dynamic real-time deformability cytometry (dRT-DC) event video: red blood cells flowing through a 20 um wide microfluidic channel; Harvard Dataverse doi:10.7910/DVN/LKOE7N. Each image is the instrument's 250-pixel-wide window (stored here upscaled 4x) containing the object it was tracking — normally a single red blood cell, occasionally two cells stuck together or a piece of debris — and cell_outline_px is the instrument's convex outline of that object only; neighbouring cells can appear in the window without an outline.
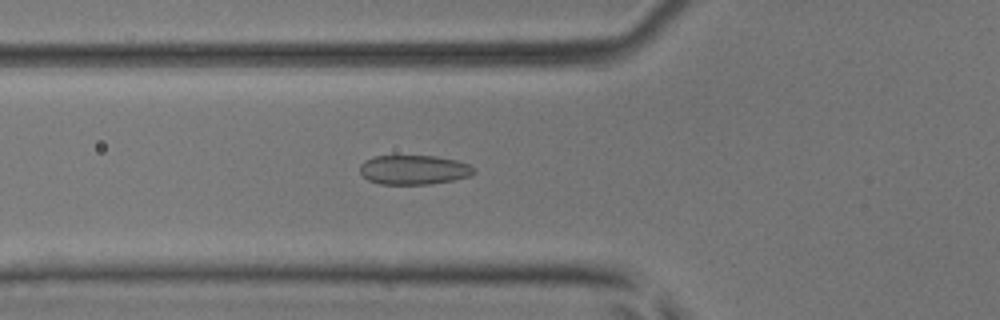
{"species": "common noctule bat (a hibernating species)", "species_latin": "Nyctalus noctula", "temperature_condition": "room temperature", "stored_images_in_passage": 43, "camera_frame_rate_fps": 3000, "um_per_image_px": 0.085, "animal": {"sex": "male", "body_mass_g": 17.9, "forearm_length_mm": 54.2}, "frame": {"image": 1, "passage_image": 11, "time_ms": 3.333, "image_size_px": [1000, 320], "cell_outline_px": [[476, 172], [468, 176], [452, 180], [428, 184], [380, 184], [368, 180], [360, 172], [360, 164], [364, 160], [372, 156], [436, 156], [456, 160], [468, 164], [476, 168]], "centroid_in_image_um": [35.16, 14.42], "position_along_channel_um": 90.6, "area_um2": 19.54}}
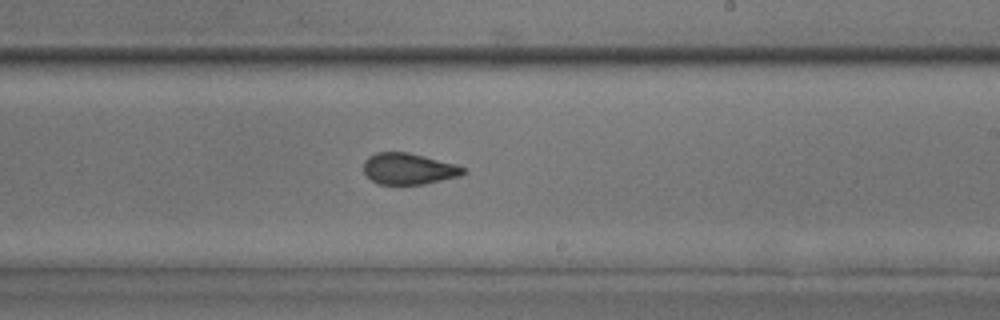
{"frame": {"image": 2, "passage_image": 23, "time_ms": 7.333, "image_size_px": [1000, 320], "cell_outline_px": [[468, 172], [460, 176], [424, 184], [380, 184], [372, 180], [364, 172], [364, 160], [368, 156], [376, 152], [408, 152], [456, 164], [464, 168]], "centroid_in_image_um": [34.74, 14.34], "position_along_channel_um": 254.3, "area_um2": 18.15}}
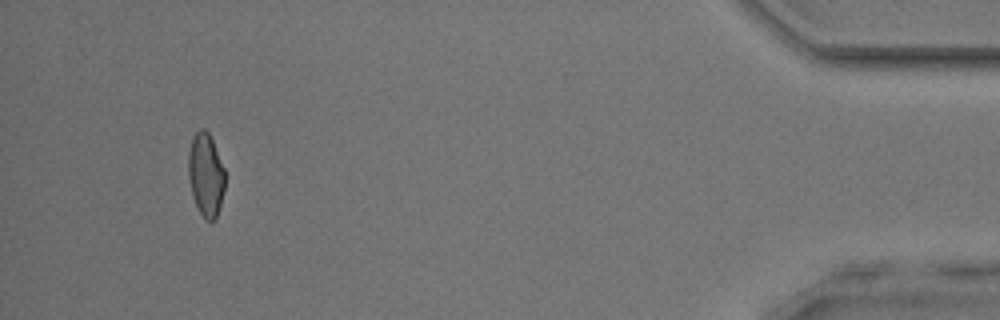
{"frame": {"image": 3, "passage_image": 40, "time_ms": 13.0, "image_size_px": [1000, 320], "cell_outline_px": [[224, 188], [220, 204], [216, 216], [212, 220], [208, 220], [200, 212], [192, 196], [188, 176], [188, 152], [192, 136], [200, 128], [204, 128], [208, 132], [212, 140], [224, 168]], "centroid_in_image_um": [17.47, 14.79], "position_along_channel_um": 417.7, "area_um2": 17.51}, "authors_computed_cell_mechanics": {"area_um2": 18.5538, "velocity_mm_per_s": 4.1011, "shape_relaxation_time_tau1_ms": 7.5206, "shape_relaxation_time_tau2_ms": 1.2583, "deformation_change_tau1": 0.1532, "deformation_change_tau2": 0.0721}}